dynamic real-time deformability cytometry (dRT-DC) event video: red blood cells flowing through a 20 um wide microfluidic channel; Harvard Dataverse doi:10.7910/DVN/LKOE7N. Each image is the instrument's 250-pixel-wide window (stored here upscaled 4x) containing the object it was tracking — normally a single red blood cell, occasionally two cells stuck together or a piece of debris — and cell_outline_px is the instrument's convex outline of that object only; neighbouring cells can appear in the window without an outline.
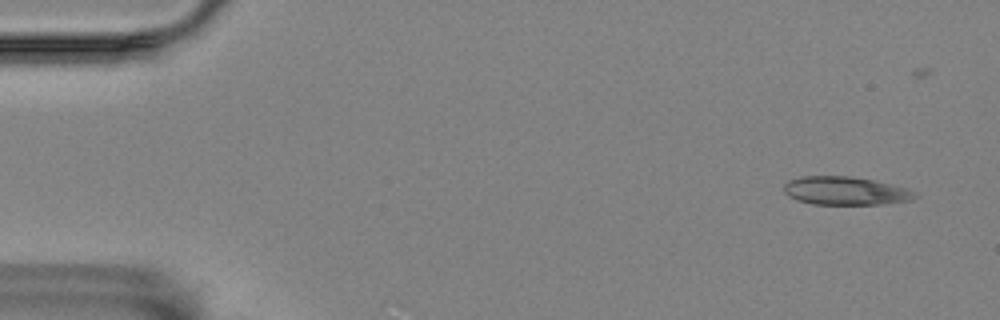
{"species": "Egyptian fruit bat (a non-hibernating species)", "species_latin": "Rousettus aegyptiacus", "temperature_condition": "room temperature", "stored_images_in_passage": 54, "camera_frame_rate_fps": 3000, "um_per_image_px": 0.085, "animal": {"sex": "female"}, "frame": {"image": 1, "passage_image": 1, "time_ms": 0.0, "image_size_px": [1000, 320], "cell_outline_px": [[920, 196], [912, 200], [884, 204], [812, 204], [796, 200], [788, 196], [784, 192], [784, 184], [788, 180], [800, 176], [848, 176], [872, 180], [908, 188], [916, 192]], "centroid_in_image_um": [71.87, 16.22], "position_along_channel_um": 13.1, "area_um2": 21.79}}
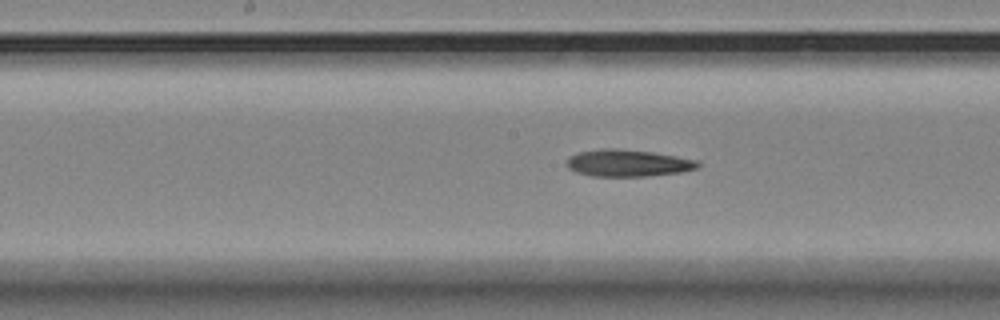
{"frame": {"image": 2, "passage_image": 26, "time_ms": 8.333, "image_size_px": [1000, 320], "cell_outline_px": [[700, 164], [696, 168], [680, 172], [644, 176], [592, 176], [576, 172], [568, 168], [568, 156], [576, 152], [600, 148], [616, 148], [652, 152], [676, 156], [696, 160]], "centroid_in_image_um": [53.31, 13.85], "position_along_channel_um": 194.9, "area_um2": 20.52}}
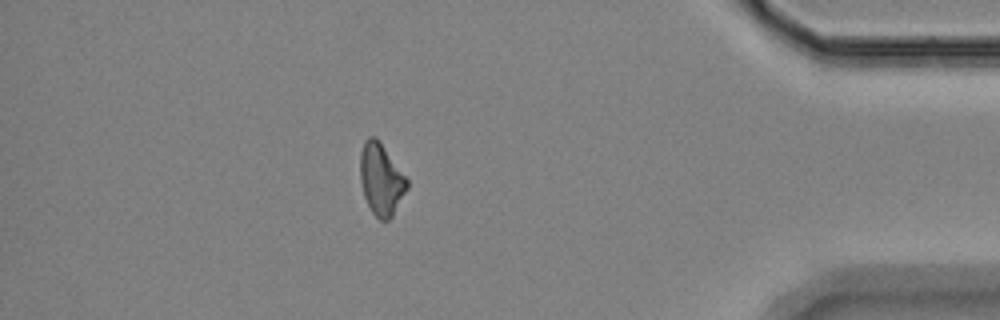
{"frame": {"image": 3, "passage_image": 47, "time_ms": 15.333, "image_size_px": [1000, 320], "cell_outline_px": [[408, 188], [392, 216], [388, 220], [380, 220], [372, 212], [364, 196], [360, 180], [360, 152], [364, 140], [368, 136], [376, 136], [408, 180]], "centroid_in_image_um": [32.38, 15.22], "position_along_channel_um": 402.8, "area_um2": 19.48}}